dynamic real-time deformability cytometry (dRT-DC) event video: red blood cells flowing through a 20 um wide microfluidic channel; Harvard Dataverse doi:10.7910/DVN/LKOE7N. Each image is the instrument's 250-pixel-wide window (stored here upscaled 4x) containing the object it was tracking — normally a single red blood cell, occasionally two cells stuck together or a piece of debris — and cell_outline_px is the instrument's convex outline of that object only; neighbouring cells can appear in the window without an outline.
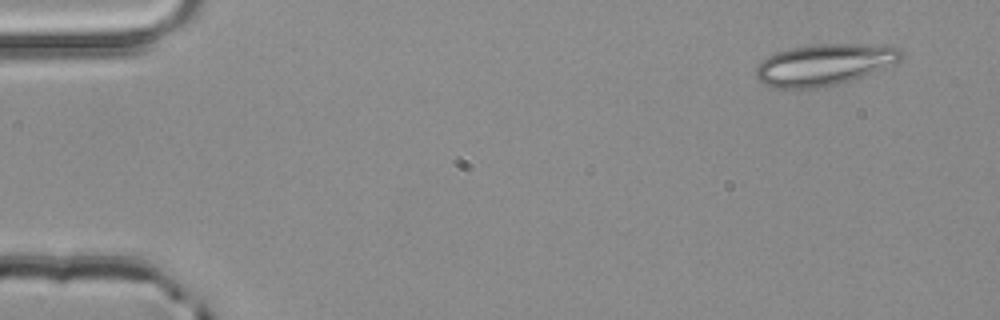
{"species": "common noctule bat (a hibernating species)", "species_latin": "Nyctalus noctula", "temperature_condition": "room temperature", "stored_images_in_passage": 3, "segment_of_instrument_passage": [2, 2], "camera_frame_rate_fps": 3000, "um_per_image_px": 0.085, "animal": {"sex": "male", "body_mass_g": 20.4}, "frame": {"image": 1, "passage_image": 3, "time_ms": 0.667, "image_size_px": [1000, 320], "cell_outline_px": [[900, 60], [872, 72], [852, 80], [836, 84], [812, 88], [772, 88], [756, 80], [756, 68], [768, 56], [776, 52], [808, 44], [884, 44], [900, 48]], "centroid_in_image_um": [70.02, 5.48], "position_along_channel_um": 15.0, "area_um2": 34.8}}